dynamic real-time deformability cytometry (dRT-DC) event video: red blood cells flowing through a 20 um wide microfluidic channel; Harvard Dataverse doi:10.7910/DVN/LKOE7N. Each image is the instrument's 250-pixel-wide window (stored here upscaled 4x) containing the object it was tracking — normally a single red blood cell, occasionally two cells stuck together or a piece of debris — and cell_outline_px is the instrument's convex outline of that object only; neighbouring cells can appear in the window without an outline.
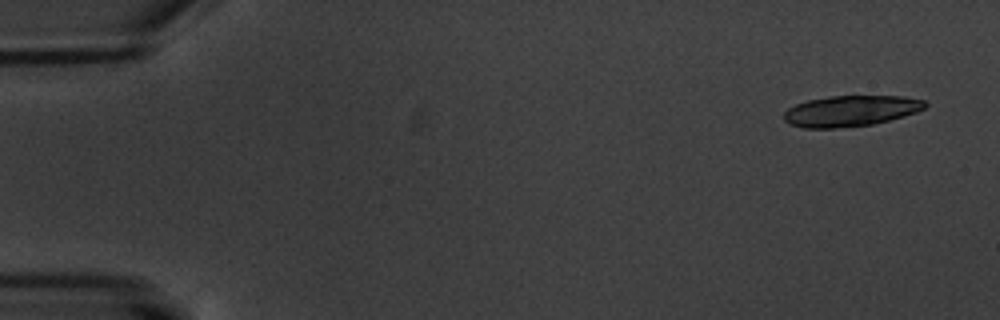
{"species": "common noctule bat (a hibernating species)", "species_latin": "Nyctalus noctula", "temperature_condition": "warm", "stored_images_in_passage": 8, "segment_of_instrument_passage": [1, 2], "camera_frame_rate_fps": 3000, "um_per_image_px": 0.085, "animal": {"sex": "male", "body_mass_g": 20.1, "forearm_length_mm": 53.5}, "frame": {"image": 1, "passage_image": 1, "time_ms": 0.0, "image_size_px": [1000, 320], "cell_outline_px": [[928, 104], [924, 108], [916, 112], [904, 116], [872, 124], [832, 128], [804, 128], [792, 124], [784, 120], [784, 112], [788, 108], [796, 104], [808, 100], [832, 96], [904, 96], [924, 100]], "centroid_in_image_um": [72.32, 9.42], "position_along_channel_um": 12.7, "area_um2": 25.14}}